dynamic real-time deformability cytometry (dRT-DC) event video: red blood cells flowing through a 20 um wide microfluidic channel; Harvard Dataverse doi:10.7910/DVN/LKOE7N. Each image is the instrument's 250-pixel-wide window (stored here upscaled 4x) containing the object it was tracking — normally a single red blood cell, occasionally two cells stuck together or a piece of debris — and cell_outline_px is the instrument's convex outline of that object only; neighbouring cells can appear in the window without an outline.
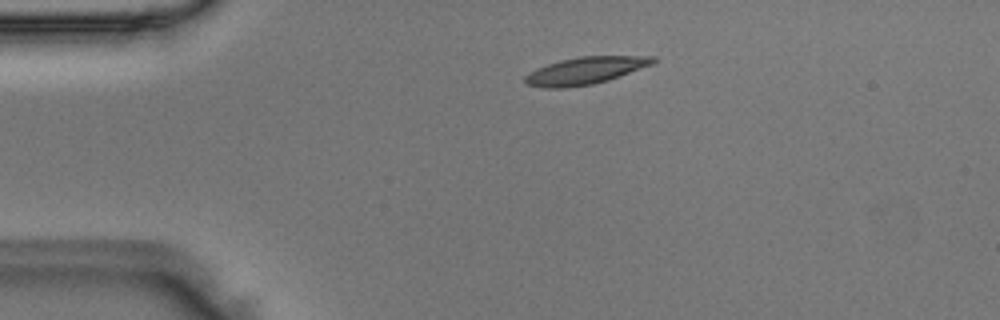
{"species": "Egyptian fruit bat (a non-hibernating species)", "species_latin": "Rousettus aegyptiacus", "temperature_condition": "room temperature", "stored_images_in_passage": 42, "camera_frame_rate_fps": 3000, "um_per_image_px": 0.085, "animal": {"sex": "male"}, "frame": {"image": 1, "passage_image": 2, "time_ms": 0.333, "image_size_px": [1000, 320], "cell_outline_px": [[656, 60], [652, 64], [608, 80], [592, 84], [568, 88], [544, 88], [524, 84], [524, 76], [536, 68], [560, 60], [580, 56], [656, 56]], "centroid_in_image_um": [49.7, 6.01], "position_along_channel_um": 35.3, "area_um2": 20.29}}
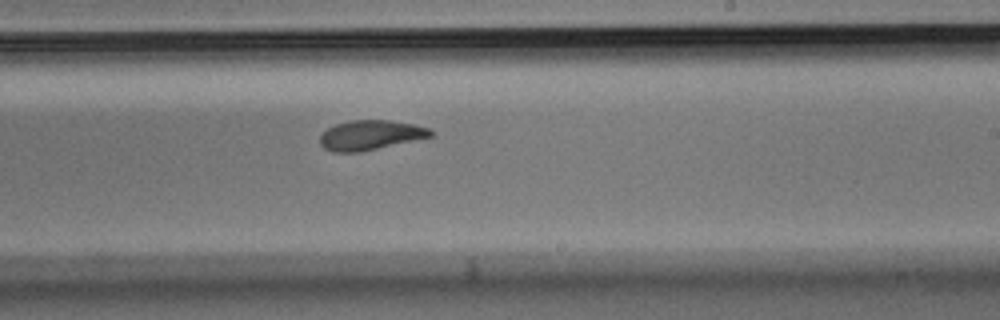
{"frame": {"image": 2, "passage_image": 22, "time_ms": 7.0, "image_size_px": [1000, 320], "cell_outline_px": [[436, 132], [432, 136], [360, 152], [332, 152], [324, 148], [320, 144], [320, 136], [328, 128], [336, 124], [352, 120], [388, 120], [412, 124], [428, 128]], "centroid_in_image_um": [31.47, 11.48], "position_along_channel_um": 257.5, "area_um2": 18.96}}
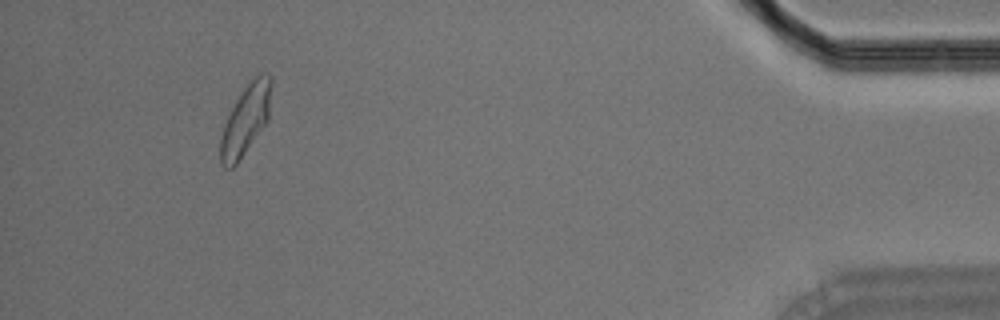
{"frame": {"image": 3, "passage_image": 39, "time_ms": 12.667, "image_size_px": [1000, 320], "cell_outline_px": [[272, 84], [268, 120], [236, 164], [232, 168], [224, 168], [220, 164], [220, 140], [224, 124], [236, 100], [244, 88], [260, 72], [268, 72], [272, 76]], "centroid_in_image_um": [20.89, 10.16], "position_along_channel_um": 414.3, "area_um2": 20.58}}